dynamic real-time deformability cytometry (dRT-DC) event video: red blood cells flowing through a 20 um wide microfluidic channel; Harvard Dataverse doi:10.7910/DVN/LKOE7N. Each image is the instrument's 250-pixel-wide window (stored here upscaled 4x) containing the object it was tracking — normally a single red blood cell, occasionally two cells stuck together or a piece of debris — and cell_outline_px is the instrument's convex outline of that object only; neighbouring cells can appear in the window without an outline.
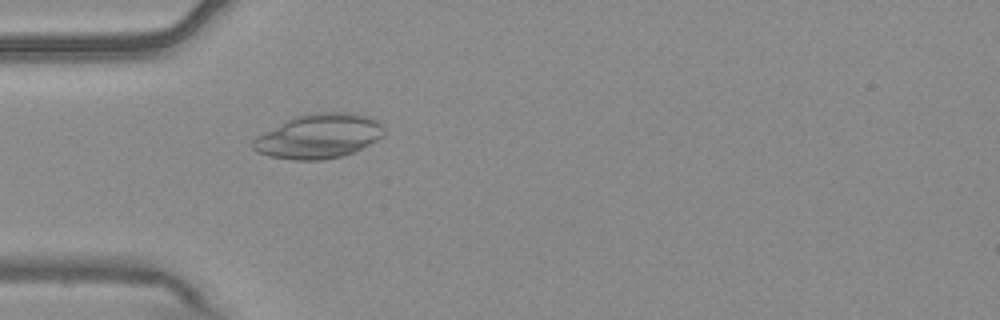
{"species": "common noctule bat (a hibernating species)", "species_latin": "Nyctalus noctula", "temperature_condition": "warm", "stored_images_in_passage": 3, "camera_frame_rate_fps": 3000, "um_per_image_px": 0.085, "animal": {"sex": "male", "body_mass_g": 20.4}, "frame": {"image": 1, "passage_image": 3, "time_ms": 0.667, "image_size_px": [1000, 320], "cell_outline_px": [[384, 136], [344, 156], [324, 160], [296, 160], [268, 156], [256, 152], [252, 148], [252, 140], [256, 136], [288, 120], [308, 112], [348, 112], [368, 116], [376, 120], [384, 128]], "centroid_in_image_um": [27.08, 11.58], "position_along_channel_um": 57.9, "area_um2": 33.87}}